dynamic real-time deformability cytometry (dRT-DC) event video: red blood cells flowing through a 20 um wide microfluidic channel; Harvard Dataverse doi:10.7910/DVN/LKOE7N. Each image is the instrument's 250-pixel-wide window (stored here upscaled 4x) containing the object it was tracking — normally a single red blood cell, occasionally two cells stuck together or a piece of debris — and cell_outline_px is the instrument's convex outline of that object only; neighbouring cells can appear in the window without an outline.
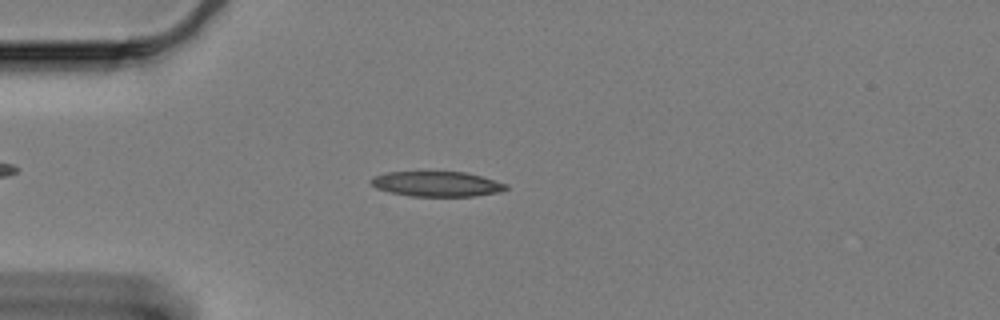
{"species": "Egyptian fruit bat (a non-hibernating species)", "species_latin": "Rousettus aegyptiacus", "temperature_condition": "cold", "stored_images_in_passage": 49, "camera_frame_rate_fps": 3000, "um_per_image_px": 0.085, "animal": {"sex": "female"}, "frame": {"image": 1, "passage_image": 8, "time_ms": 2.333, "image_size_px": [1000, 320], "cell_outline_px": [[508, 188], [500, 192], [472, 196], [412, 196], [388, 192], [376, 188], [368, 180], [372, 176], [384, 172], [464, 172], [480, 176], [508, 184]], "centroid_in_image_um": [37.08, 15.63], "position_along_channel_um": 47.9, "area_um2": 19.77}}
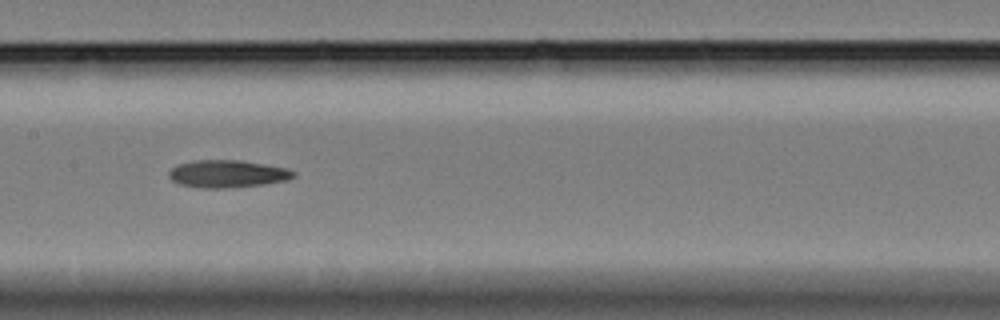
{"frame": {"image": 2, "passage_image": 22, "time_ms": 7.0, "image_size_px": [1000, 320], "cell_outline_px": [[296, 176], [288, 180], [264, 184], [236, 188], [200, 188], [180, 184], [172, 180], [168, 176], [168, 172], [172, 168], [180, 164], [196, 160], [240, 160], [288, 168], [296, 172]], "centroid_in_image_um": [19.37, 14.78], "position_along_channel_um": 188.0, "area_um2": 20.11}}
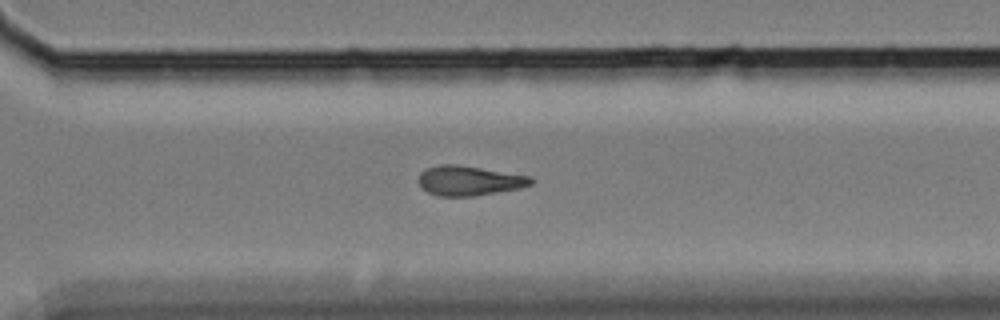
{"frame": {"image": 3, "passage_image": 35, "time_ms": 11.333, "image_size_px": [1000, 320], "cell_outline_px": [[536, 180], [532, 184], [520, 188], [472, 196], [436, 196], [420, 188], [416, 180], [420, 172], [424, 168], [440, 164], [460, 164], [532, 176]], "centroid_in_image_um": [39.84, 15.34], "position_along_channel_um": 330.8, "area_um2": 20.0}}